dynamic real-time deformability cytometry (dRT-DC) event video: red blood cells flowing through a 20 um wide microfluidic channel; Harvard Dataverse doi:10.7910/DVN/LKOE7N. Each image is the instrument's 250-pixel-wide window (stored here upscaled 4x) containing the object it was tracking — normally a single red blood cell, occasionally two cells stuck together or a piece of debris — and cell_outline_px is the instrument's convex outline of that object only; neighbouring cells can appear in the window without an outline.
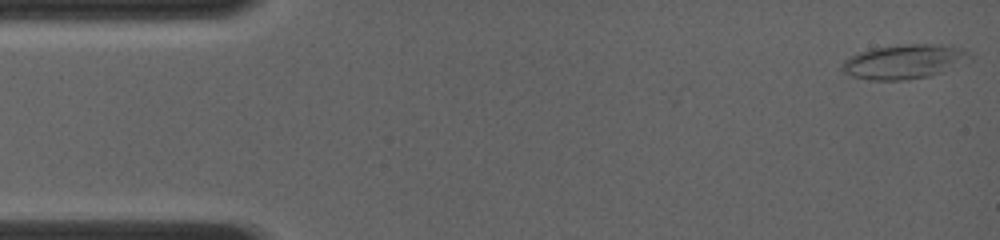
{"species": "common noctule bat (a hibernating species)", "species_latin": "Nyctalus noctula", "temperature_condition": "room temperature", "stored_images_in_passage": 9, "camera_frame_rate_fps": 4000, "um_per_image_px": 0.085, "animal": {"sex": "female", "body_mass_g": 19.0, "forearm_length_mm": 56.7}, "frame": {"image": 1, "passage_image": 1, "time_ms": 0.0, "image_size_px": [1000, 240], "cell_outline_px": [[972, 60], [940, 72], [928, 76], [904, 80], [872, 80], [852, 76], [844, 72], [840, 68], [844, 60], [848, 56], [872, 48], [904, 44], [940, 44], [960, 48], [968, 52], [972, 56]], "centroid_in_image_um": [76.84, 5.23], "position_along_channel_um": 8.2, "area_um2": 25.55}}